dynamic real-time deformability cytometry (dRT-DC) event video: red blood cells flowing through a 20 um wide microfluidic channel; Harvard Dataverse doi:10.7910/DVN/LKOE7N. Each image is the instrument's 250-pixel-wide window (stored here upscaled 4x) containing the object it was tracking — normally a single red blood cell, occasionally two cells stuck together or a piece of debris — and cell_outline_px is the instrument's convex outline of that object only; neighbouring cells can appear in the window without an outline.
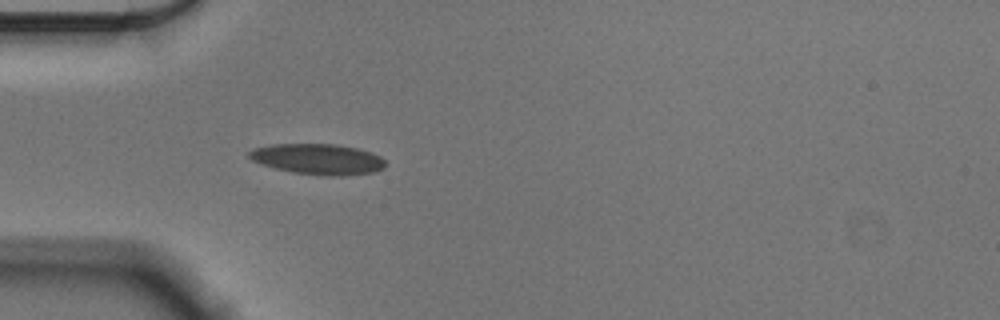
{"species": "Egyptian fruit bat (a non-hibernating species)", "species_latin": "Rousettus aegyptiacus", "temperature_condition": "cold", "stored_images_in_passage": 40, "camera_frame_rate_fps": 3000, "um_per_image_px": 0.085, "animal": {"sex": "male"}, "frame": {"image": 1, "passage_image": 1, "time_ms": 0.0, "image_size_px": [1000, 320], "cell_outline_px": [[384, 168], [372, 172], [344, 176], [328, 176], [292, 172], [276, 168], [252, 160], [248, 156], [248, 152], [252, 148], [272, 144], [336, 144], [356, 148], [372, 152], [380, 156], [384, 160]], "centroid_in_image_um": [27.02, 13.52], "position_along_channel_um": 58.0, "area_um2": 24.28}}
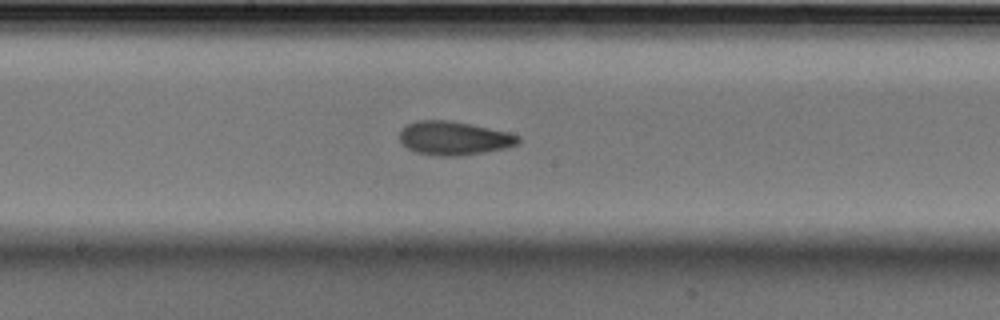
{"frame": {"image": 2, "passage_image": 14, "time_ms": 4.333, "image_size_px": [1000, 320], "cell_outline_px": [[520, 140], [516, 144], [508, 148], [464, 156], [440, 156], [416, 152], [400, 144], [400, 132], [408, 124], [416, 120], [448, 120], [472, 124], [508, 132], [520, 136]], "centroid_in_image_um": [38.6, 11.75], "position_along_channel_um": 209.6, "area_um2": 23.47}}
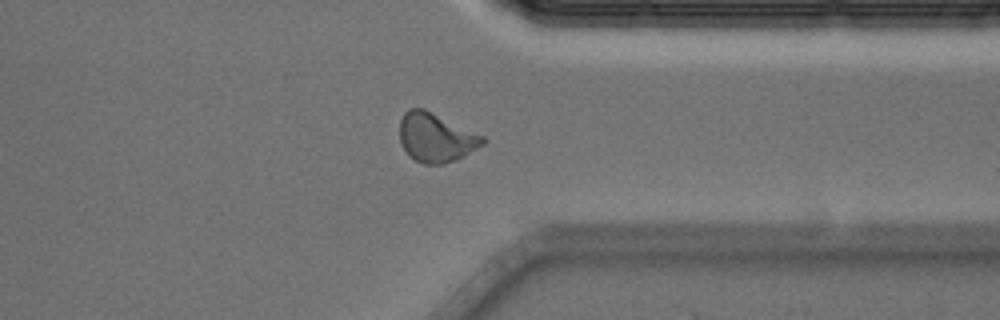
{"frame": {"image": 3, "passage_image": 28, "time_ms": 9.0, "image_size_px": [1000, 320], "cell_outline_px": [[488, 140], [484, 144], [464, 156], [456, 160], [444, 164], [424, 164], [408, 156], [400, 144], [400, 120], [404, 112], [408, 108], [424, 108], [484, 136]], "centroid_in_image_um": [37.04, 11.69], "position_along_channel_um": 374.4, "area_um2": 23.93}, "authors_computed_cell_mechanics": {"area_um2": 22.7154, "velocity_mm_per_s": 3.5799, "shape_relaxation_time_tau1_ms": 5.412, "shape_relaxation_time_tau2_ms": 2.6957, "deformation_change_tau1": 0.1453, "deformation_change_tau2": 0.0798}}